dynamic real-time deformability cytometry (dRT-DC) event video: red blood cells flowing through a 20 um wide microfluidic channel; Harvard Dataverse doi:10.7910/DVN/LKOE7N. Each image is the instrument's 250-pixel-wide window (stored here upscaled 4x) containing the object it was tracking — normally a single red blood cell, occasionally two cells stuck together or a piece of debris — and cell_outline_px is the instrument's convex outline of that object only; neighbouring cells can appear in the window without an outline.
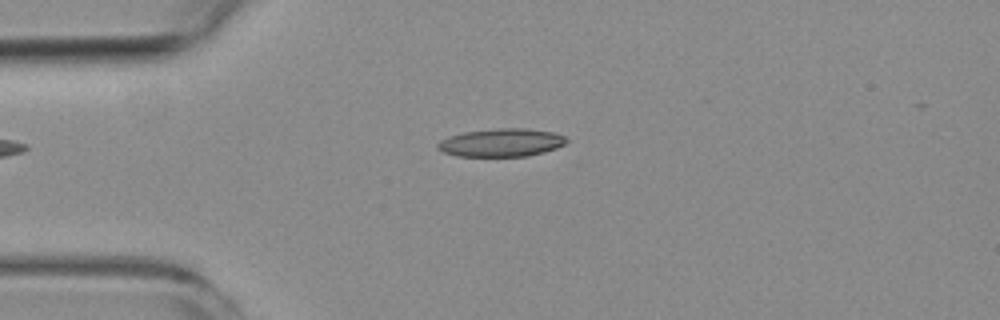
{"species": "common noctule bat (a hibernating species)", "species_latin": "Nyctalus noctula", "temperature_condition": "room temperature", "stored_images_in_passage": 3, "camera_frame_rate_fps": 3000, "um_per_image_px": 0.085, "animal": {"sex": "female", "body_mass_g": 19.3, "forearm_length_mm": 54.1}, "frame": {"image": 1, "passage_image": 3, "time_ms": 2.333, "image_size_px": [1000, 320], "cell_outline_px": [[568, 140], [564, 144], [556, 148], [544, 152], [528, 156], [456, 156], [444, 152], [436, 148], [436, 144], [440, 140], [448, 136], [464, 132], [496, 128], [528, 128], [552, 132], [564, 136]], "centroid_in_image_um": [42.59, 12.12], "position_along_channel_um": 42.4, "area_um2": 21.15}}